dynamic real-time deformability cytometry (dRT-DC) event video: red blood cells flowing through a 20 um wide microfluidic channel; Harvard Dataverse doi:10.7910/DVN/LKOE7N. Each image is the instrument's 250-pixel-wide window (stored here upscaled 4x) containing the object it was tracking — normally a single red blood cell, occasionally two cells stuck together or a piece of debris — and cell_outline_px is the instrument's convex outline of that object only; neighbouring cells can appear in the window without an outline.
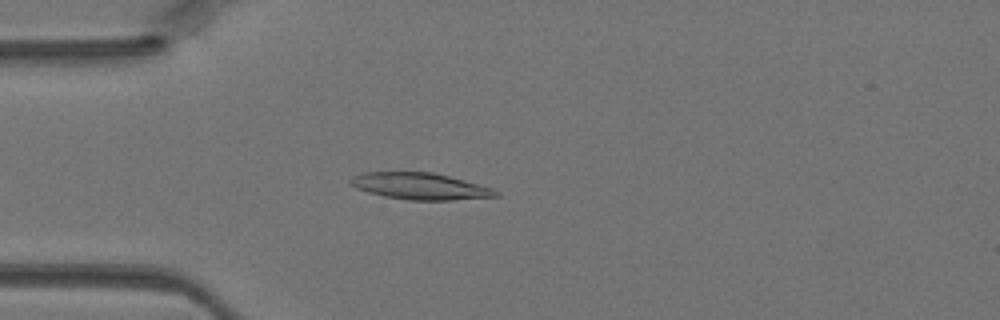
{"species": "Egyptian fruit bat (a non-hibernating species)", "species_latin": "Rousettus aegyptiacus", "temperature_condition": "warm", "stored_images_in_passage": 44, "camera_frame_rate_fps": 3000, "um_per_image_px": 0.085, "animal": {"sex": "female"}, "frame": {"image": 1, "passage_image": 12, "time_ms": 3.667, "image_size_px": [1000, 320], "cell_outline_px": [[500, 196], [452, 200], [408, 200], [384, 196], [368, 192], [356, 188], [348, 180], [352, 176], [364, 172], [432, 172], [448, 176], [492, 188], [500, 192]], "centroid_in_image_um": [35.7, 15.83], "position_along_channel_um": 49.3, "area_um2": 22.43}}
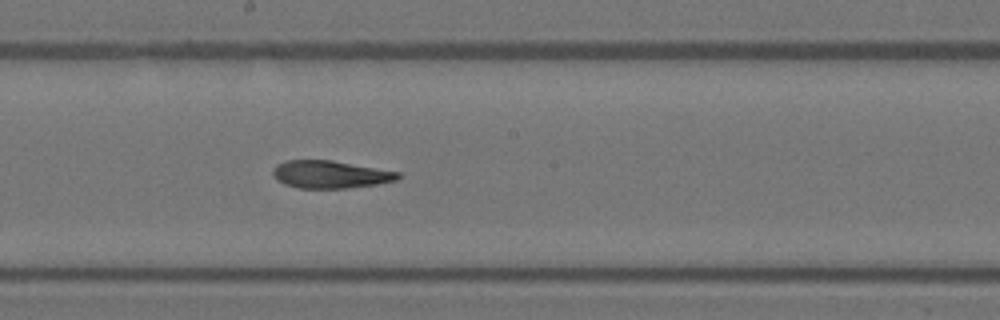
{"frame": {"image": 2, "passage_image": 24, "time_ms": 7.667, "image_size_px": [1000, 320], "cell_outline_px": [[400, 176], [396, 180], [376, 184], [344, 188], [300, 188], [284, 184], [276, 180], [272, 176], [272, 168], [276, 164], [284, 160], [332, 160], [400, 172]], "centroid_in_image_um": [28.0, 14.81], "position_along_channel_um": 220.2, "area_um2": 20.17}}
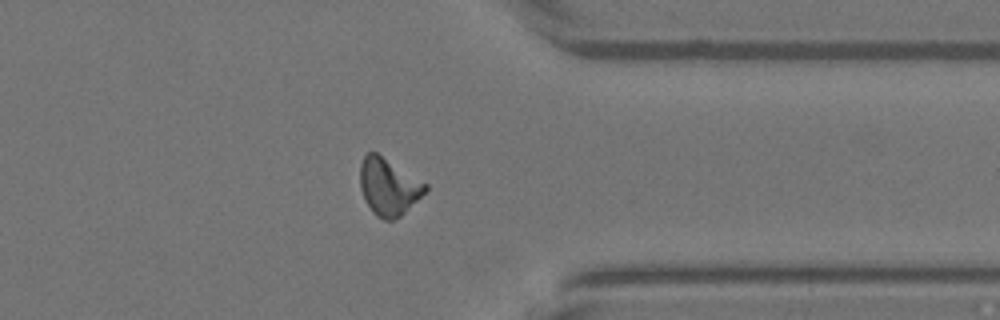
{"frame": {"image": 3, "passage_image": 35, "time_ms": 11.333, "image_size_px": [1000, 320], "cell_outline_px": [[428, 188], [400, 216], [392, 220], [384, 220], [376, 216], [372, 212], [364, 200], [360, 188], [360, 164], [364, 156], [368, 152], [376, 152], [428, 184]], "centroid_in_image_um": [32.99, 15.87], "position_along_channel_um": 378.4, "area_um2": 21.5}}